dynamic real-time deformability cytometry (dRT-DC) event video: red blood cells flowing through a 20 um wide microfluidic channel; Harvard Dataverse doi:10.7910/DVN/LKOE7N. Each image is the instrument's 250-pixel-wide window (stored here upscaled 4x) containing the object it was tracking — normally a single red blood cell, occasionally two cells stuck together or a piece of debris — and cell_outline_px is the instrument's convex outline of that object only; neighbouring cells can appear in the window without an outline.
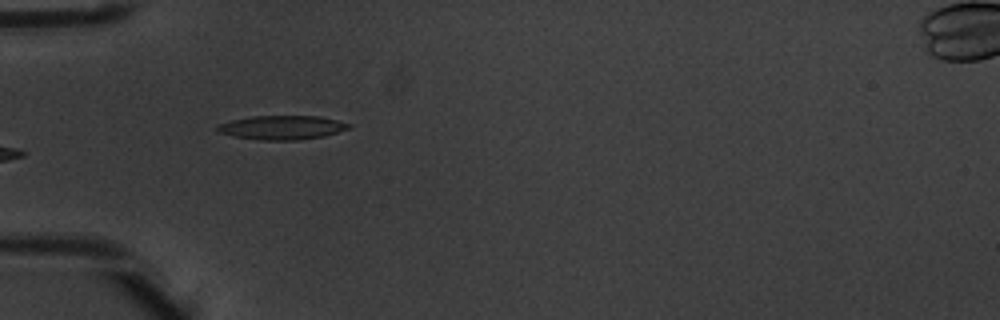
{"species": "common noctule bat (a hibernating species)", "species_latin": "Nyctalus noctula", "temperature_condition": "warm", "stored_images_in_passage": 8, "camera_frame_rate_fps": 3000, "um_per_image_px": 0.085, "animal": {"sex": "male", "body_mass_g": 20.1, "forearm_length_mm": 53.5}, "frame": {"image": 1, "passage_image": 5, "time_ms": 1.333, "image_size_px": [1000, 320], "cell_outline_px": [[352, 128], [324, 136], [296, 140], [260, 140], [232, 136], [216, 132], [216, 124], [232, 120], [252, 116], [320, 116], [352, 124]], "centroid_in_image_um": [23.95, 10.84], "position_along_channel_um": 61.1, "area_um2": 18.55}}
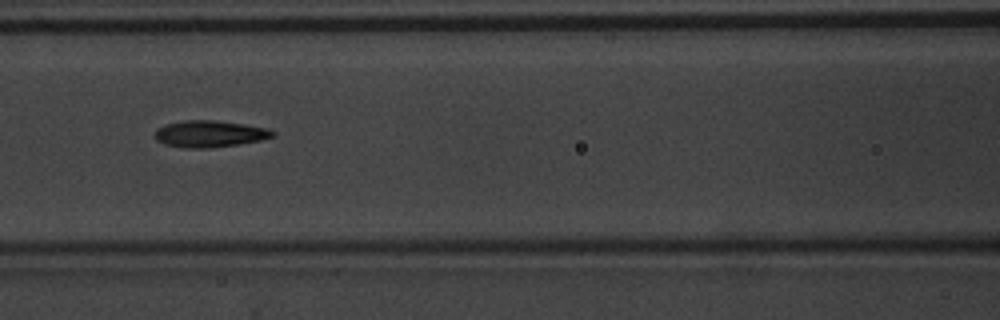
{"frame": {"image": 2, "passage_image": 7, "time_ms": 2.0, "image_size_px": [1000, 320], "cell_outline_px": [[276, 136], [260, 140], [240, 144], [208, 148], [180, 148], [164, 144], [156, 140], [152, 136], [156, 128], [168, 124], [184, 120], [216, 120], [244, 124], [268, 128], [276, 132]], "centroid_in_image_um": [17.8, 11.38], "position_along_channel_um": 148.8, "area_um2": 18.61}}